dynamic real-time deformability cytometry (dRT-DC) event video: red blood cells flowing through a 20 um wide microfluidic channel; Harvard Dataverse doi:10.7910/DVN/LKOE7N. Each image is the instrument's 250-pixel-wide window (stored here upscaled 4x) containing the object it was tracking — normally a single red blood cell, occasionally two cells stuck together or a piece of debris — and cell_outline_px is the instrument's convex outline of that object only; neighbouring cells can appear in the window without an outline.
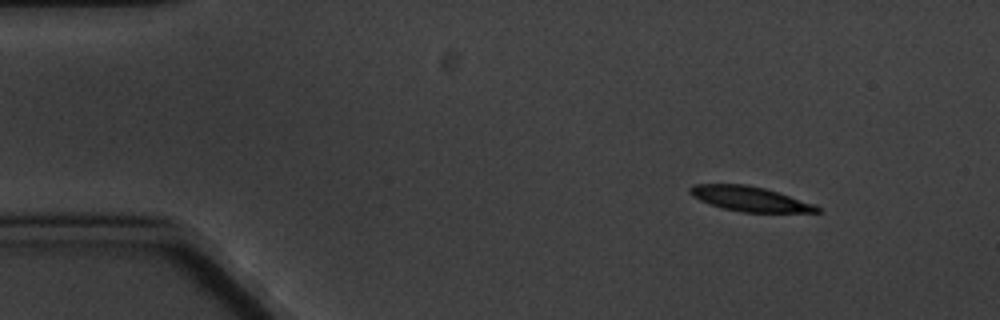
{"species": "common noctule bat (a hibernating species)", "species_latin": "Nyctalus noctula", "temperature_condition": "cold", "stored_images_in_passage": 5, "segment_of_instrument_passage": [1, 2], "camera_frame_rate_fps": 3000, "um_per_image_px": 0.085, "animal": {"sex": "male", "body_mass_g": 20.1, "forearm_length_mm": 53.5}, "frame": {"image": 1, "passage_image": 1, "time_ms": 0.0, "image_size_px": [1000, 320], "cell_outline_px": [[820, 212], [740, 212], [720, 208], [700, 200], [692, 196], [688, 192], [688, 188], [692, 184], [744, 184], [764, 188], [816, 204], [820, 208]], "centroid_in_image_um": [63.7, 16.9], "position_along_channel_um": 21.3, "area_um2": 18.44}}